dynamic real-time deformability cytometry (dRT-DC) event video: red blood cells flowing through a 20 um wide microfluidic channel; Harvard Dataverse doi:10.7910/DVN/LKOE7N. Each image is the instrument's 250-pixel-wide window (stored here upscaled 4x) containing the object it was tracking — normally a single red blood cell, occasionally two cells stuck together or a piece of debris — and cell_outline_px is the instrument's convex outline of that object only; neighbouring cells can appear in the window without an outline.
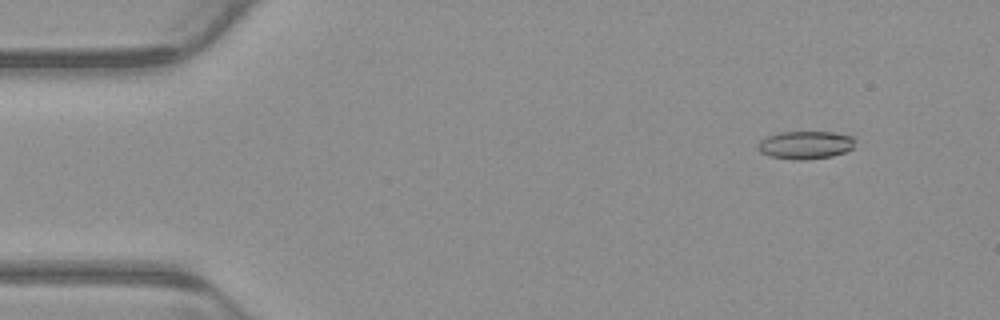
{"species": "common noctule bat (a hibernating species)", "species_latin": "Nyctalus noctula", "temperature_condition": "warm", "stored_images_in_passage": 4, "camera_frame_rate_fps": 3000, "um_per_image_px": 0.085, "animal": {"sex": "male", "body_mass_g": 23.1, "forearm_length_mm": 52.7}, "frame": {"image": 1, "passage_image": 2, "time_ms": 0.333, "image_size_px": [1000, 320], "cell_outline_px": [[856, 140], [852, 148], [844, 152], [832, 156], [804, 160], [796, 160], [768, 156], [760, 152], [756, 148], [760, 140], [768, 136], [780, 132], [832, 132], [852, 136]], "centroid_in_image_um": [68.44, 12.32], "position_along_channel_um": 16.6, "area_um2": 15.9}}
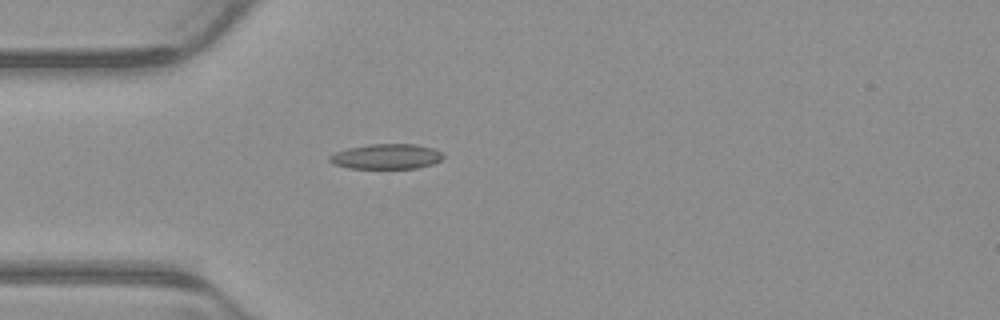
{"frame": {"image": 2, "passage_image": 4, "time_ms": 1.0, "image_size_px": [1000, 320], "cell_outline_px": [[444, 156], [440, 160], [432, 164], [416, 168], [348, 168], [332, 164], [328, 160], [328, 156], [336, 152], [348, 148], [372, 144], [416, 144], [432, 148], [444, 152]], "centroid_in_image_um": [32.84, 13.3], "position_along_channel_um": 52.2, "area_um2": 16.65}}